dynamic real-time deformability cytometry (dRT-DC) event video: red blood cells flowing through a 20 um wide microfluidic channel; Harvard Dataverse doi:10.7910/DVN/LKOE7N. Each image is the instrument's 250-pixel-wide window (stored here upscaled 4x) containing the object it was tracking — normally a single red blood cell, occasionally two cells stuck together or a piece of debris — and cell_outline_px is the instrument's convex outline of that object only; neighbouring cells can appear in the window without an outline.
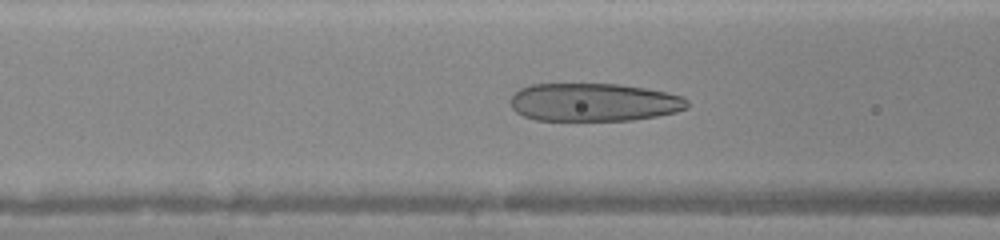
{"species": "human", "species_latin": "Homo sapiens", "temperature_condition": "warm", "stored_images_in_passage": 32, "camera_frame_rate_fps": 3000, "um_per_image_px": 0.085, "donor": {"sex": "female"}, "frame": {"image": 1, "passage_image": 5, "time_ms": 1.333, "image_size_px": [1000, 240], "cell_outline_px": [[688, 108], [676, 112], [656, 116], [632, 120], [536, 120], [524, 116], [516, 112], [512, 108], [508, 100], [520, 88], [532, 84], [620, 84], [644, 88], [684, 96], [688, 100]], "centroid_in_image_um": [50.47, 8.69], "position_along_channel_um": 116.1, "area_um2": 39.36}}
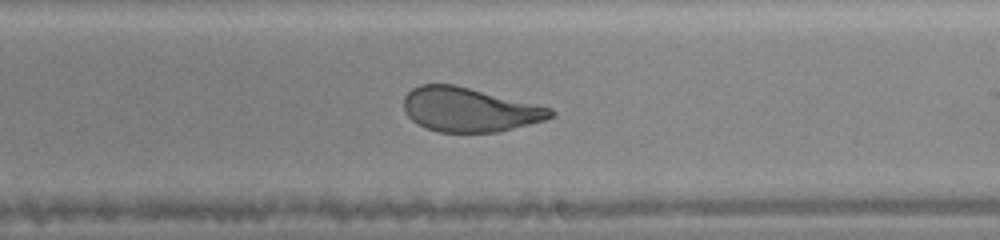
{"frame": {"image": 2, "passage_image": 14, "time_ms": 4.333, "image_size_px": [1000, 240], "cell_outline_px": [[556, 116], [544, 120], [496, 132], [436, 132], [412, 120], [404, 112], [404, 96], [412, 88], [420, 84], [456, 84], [552, 108], [556, 112]], "centroid_in_image_um": [39.89, 9.3], "position_along_channel_um": 249.1, "area_um2": 37.8}}
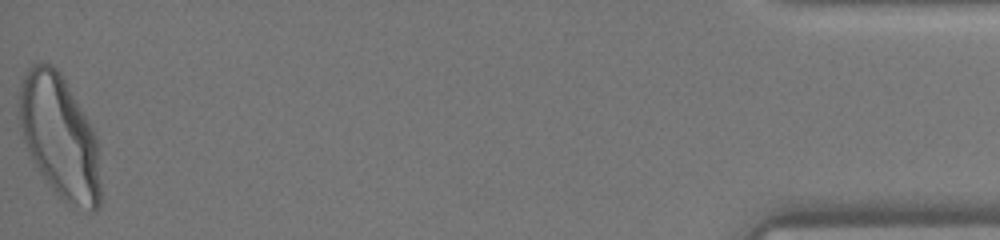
{"frame": {"image": 3, "passage_image": 32, "time_ms": 10.333, "image_size_px": [1000, 240], "cell_outline_px": [[100, 208], [96, 212], [92, 212], [72, 204], [60, 196], [56, 192], [40, 172], [24, 140], [20, 124], [20, 80], [28, 68], [32, 64], [40, 60], [52, 64], [60, 72], [88, 120], [96, 136], [100, 184]], "centroid_in_image_um": [5.07, 11.58], "position_along_channel_um": 430.1, "area_um2": 57.57}}